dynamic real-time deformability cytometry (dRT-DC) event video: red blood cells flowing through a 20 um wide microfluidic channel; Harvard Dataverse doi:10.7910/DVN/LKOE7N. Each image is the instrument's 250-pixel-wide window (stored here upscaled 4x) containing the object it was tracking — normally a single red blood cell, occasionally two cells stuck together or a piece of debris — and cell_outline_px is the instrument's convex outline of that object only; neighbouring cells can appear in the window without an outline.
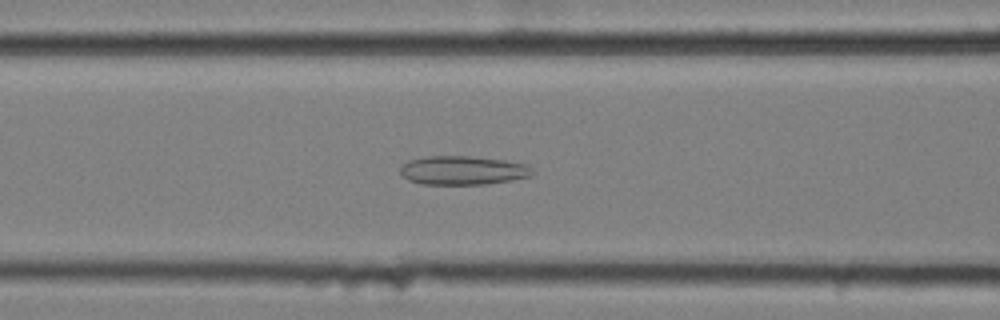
{"species": "common noctule bat (a hibernating species)", "species_latin": "Nyctalus noctula", "temperature_condition": "cold", "stored_images_in_passage": 48, "camera_frame_rate_fps": 3000, "um_per_image_px": 0.085, "animal": {"sex": "female", "body_mass_g": 25.1}, "frame": {"image": 1, "passage_image": 24, "time_ms": 7.667, "image_size_px": [1000, 320], "cell_outline_px": [[532, 176], [512, 180], [484, 184], [420, 184], [408, 180], [400, 172], [400, 164], [408, 160], [428, 156], [468, 156], [504, 160], [524, 164], [532, 172]], "centroid_in_image_um": [39.27, 14.48], "position_along_channel_um": 127.3, "area_um2": 22.08}}
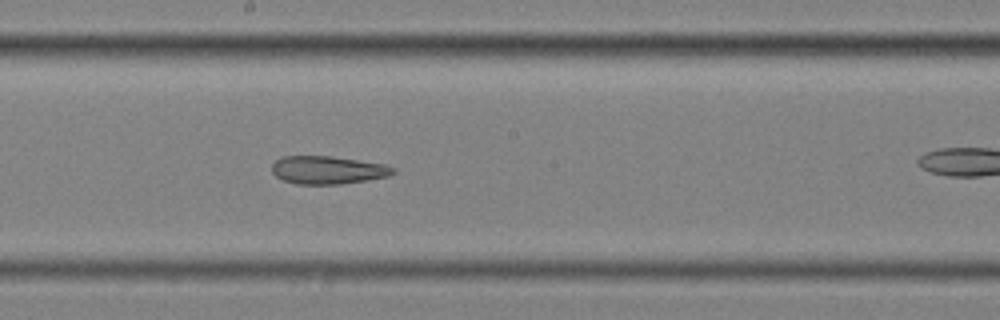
{"frame": {"image": 2, "passage_image": 32, "time_ms": 10.333, "image_size_px": [1000, 320], "cell_outline_px": [[396, 172], [388, 176], [368, 180], [340, 184], [296, 184], [284, 180], [276, 176], [272, 172], [272, 164], [276, 160], [284, 156], [332, 156], [384, 164], [396, 168]], "centroid_in_image_um": [27.88, 14.45], "position_along_channel_um": 220.3, "area_um2": 19.77}}
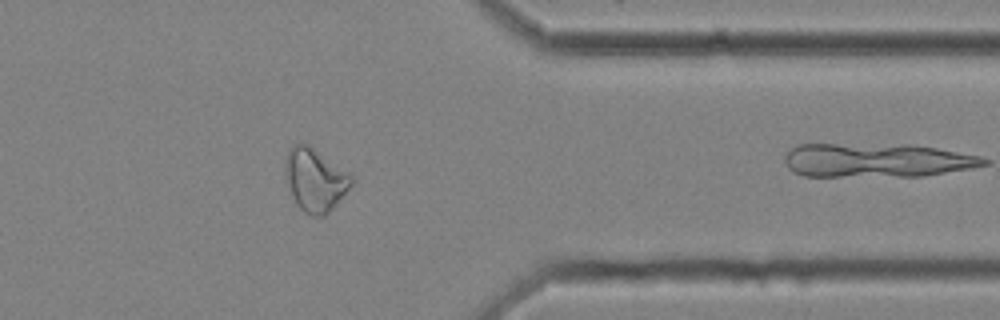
{"frame": {"image": 3, "passage_image": 47, "time_ms": 15.333, "image_size_px": [1000, 320], "cell_outline_px": [[356, 180], [336, 204], [324, 216], [312, 216], [304, 212], [296, 204], [284, 180], [284, 160], [292, 144], [308, 144], [348, 172]], "centroid_in_image_um": [26.75, 15.29], "position_along_channel_um": 384.7, "area_um2": 24.45}}